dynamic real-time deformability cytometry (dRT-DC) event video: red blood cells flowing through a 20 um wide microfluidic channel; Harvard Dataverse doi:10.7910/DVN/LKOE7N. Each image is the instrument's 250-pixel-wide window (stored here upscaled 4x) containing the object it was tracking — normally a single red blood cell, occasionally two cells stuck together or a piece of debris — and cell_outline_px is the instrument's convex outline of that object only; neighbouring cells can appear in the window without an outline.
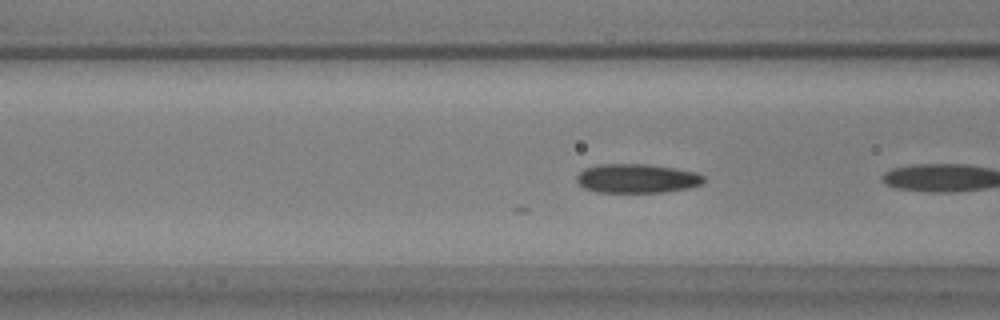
{"species": "common noctule bat (a hibernating species)", "species_latin": "Nyctalus noctula", "temperature_condition": "warm", "stored_images_in_passage": 6, "camera_frame_rate_fps": 3000, "um_per_image_px": 0.085, "animal": {"sex": "male", "body_mass_g": 17.9, "forearm_length_mm": 54.2}, "frame": {"image": 1, "passage_image": 5, "time_ms": 1.333, "image_size_px": [1000, 320], "cell_outline_px": [[704, 180], [700, 184], [688, 188], [664, 192], [596, 192], [584, 188], [576, 180], [576, 176], [584, 168], [600, 164], [648, 164], [696, 172], [704, 176]], "centroid_in_image_um": [54.11, 15.17], "position_along_channel_um": 112.5, "area_um2": 21.44}}